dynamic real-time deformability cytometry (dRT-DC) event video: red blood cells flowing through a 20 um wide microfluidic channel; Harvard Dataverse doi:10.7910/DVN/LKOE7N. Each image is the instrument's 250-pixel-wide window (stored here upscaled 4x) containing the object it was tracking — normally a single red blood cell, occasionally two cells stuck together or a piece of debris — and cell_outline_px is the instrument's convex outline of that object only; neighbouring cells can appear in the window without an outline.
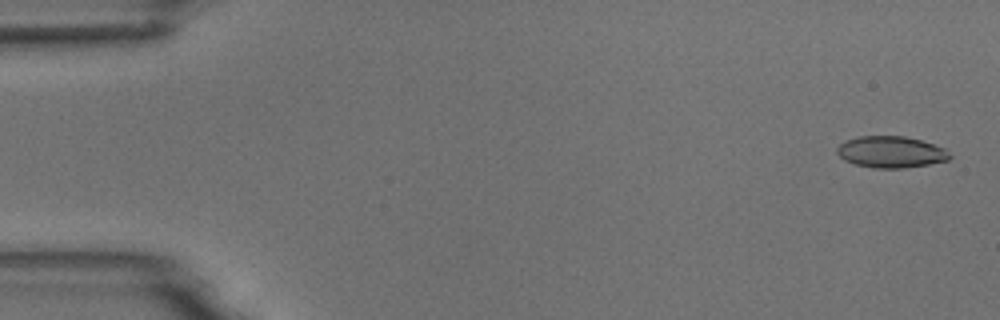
{"species": "common noctule bat (a hibernating species)", "species_latin": "Nyctalus noctula", "temperature_condition": "room temperature", "stored_images_in_passage": 5, "camera_frame_rate_fps": 3000, "um_per_image_px": 0.085, "animal": {"sex": "male", "body_mass_g": 18.8}, "frame": {"image": 1, "passage_image": 1, "time_ms": 0.0, "image_size_px": [1000, 320], "cell_outline_px": [[952, 156], [948, 160], [928, 164], [904, 168], [872, 168], [856, 164], [844, 160], [836, 152], [836, 148], [840, 144], [848, 140], [860, 136], [904, 136], [920, 140], [944, 148]], "centroid_in_image_um": [75.72, 12.92], "position_along_channel_um": 9.3, "area_um2": 20.52}}
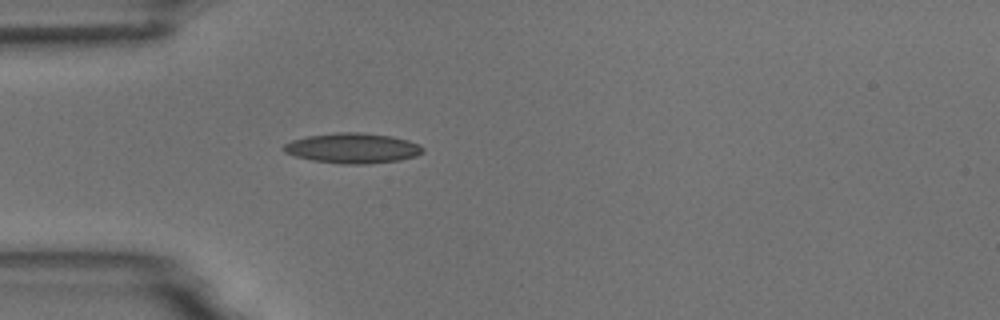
{"frame": {"image": 2, "passage_image": 5, "time_ms": 4.667, "image_size_px": [1000, 320], "cell_outline_px": [[424, 152], [416, 156], [400, 160], [368, 164], [340, 164], [312, 160], [296, 156], [284, 152], [280, 148], [284, 144], [292, 140], [308, 136], [336, 132], [360, 132], [392, 136], [408, 140], [420, 144], [424, 148]], "centroid_in_image_um": [29.99, 12.59], "position_along_channel_um": 55.0, "area_um2": 24.68}}